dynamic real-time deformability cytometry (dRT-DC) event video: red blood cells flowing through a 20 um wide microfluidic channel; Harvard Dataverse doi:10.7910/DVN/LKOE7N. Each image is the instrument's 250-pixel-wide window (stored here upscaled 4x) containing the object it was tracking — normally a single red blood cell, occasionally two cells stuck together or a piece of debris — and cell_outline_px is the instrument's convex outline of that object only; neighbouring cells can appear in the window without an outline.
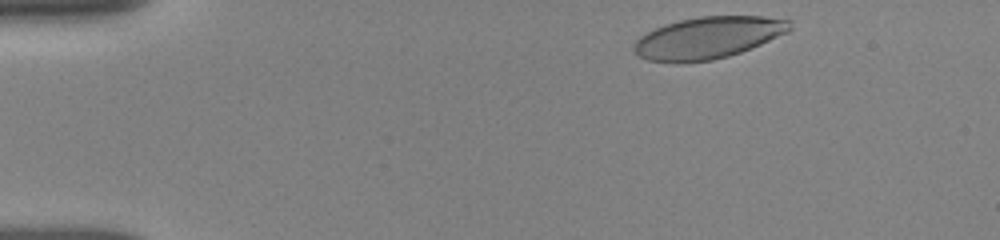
{"species": "human", "species_latin": "Homo sapiens", "temperature_condition": "room temperature", "stored_images_in_passage": 11, "camera_frame_rate_fps": 3000, "um_per_image_px": 0.085, "donor": {"sex": "female"}, "frame": {"image": 1, "passage_image": 2, "time_ms": 0.333, "image_size_px": [1000, 240], "cell_outline_px": [[792, 28], [788, 32], [760, 44], [740, 52], [728, 56], [712, 60], [684, 64], [676, 64], [648, 60], [640, 56], [632, 48], [636, 40], [640, 36], [664, 24], [680, 20], [700, 16], [760, 16], [792, 20]], "centroid_in_image_um": [60.17, 3.22], "position_along_channel_um": 24.8, "area_um2": 38.21}}
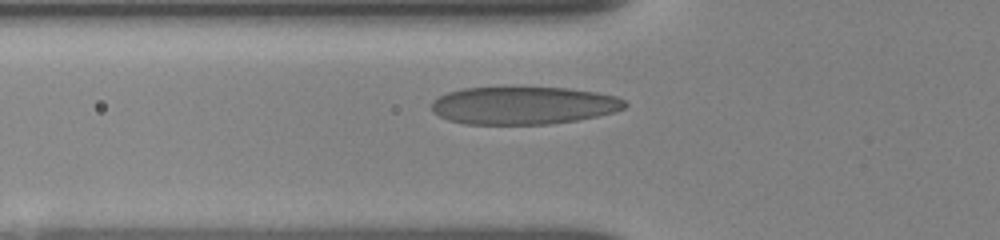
{"frame": {"image": 2, "passage_image": 10, "time_ms": 4.0, "image_size_px": [1000, 240], "cell_outline_px": [[628, 104], [624, 108], [616, 112], [576, 120], [548, 124], [464, 124], [448, 120], [432, 112], [432, 100], [436, 96], [448, 92], [464, 88], [568, 88], [596, 92], [616, 96], [624, 100]], "centroid_in_image_um": [44.48, 8.97], "position_along_channel_um": 81.3, "area_um2": 42.48}}